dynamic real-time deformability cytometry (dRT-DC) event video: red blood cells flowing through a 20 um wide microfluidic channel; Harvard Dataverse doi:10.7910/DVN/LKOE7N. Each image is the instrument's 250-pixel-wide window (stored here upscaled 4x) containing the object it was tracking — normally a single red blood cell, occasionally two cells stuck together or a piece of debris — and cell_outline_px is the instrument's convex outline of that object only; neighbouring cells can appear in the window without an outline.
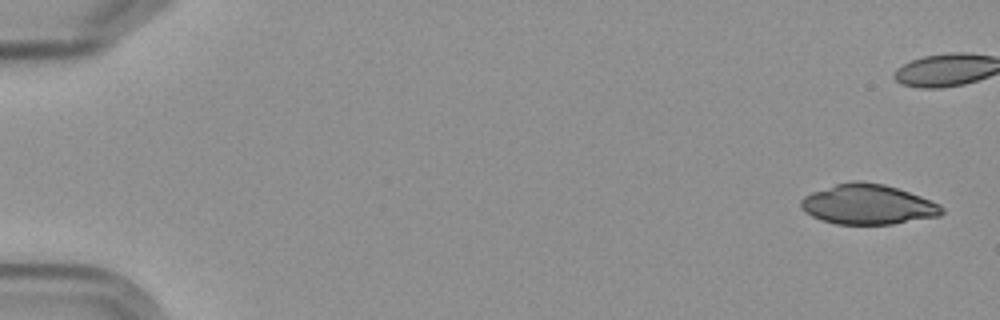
{"species": "Egyptian fruit bat (a non-hibernating species)", "species_latin": "Rousettus aegyptiacus", "temperature_condition": "cold", "stored_images_in_passage": 4, "camera_frame_rate_fps": 3000, "um_per_image_px": 0.085, "frame": {"image": 1, "passage_image": 1, "time_ms": 0.0, "image_size_px": [1000, 320], "cell_outline_px": [[944, 212], [940, 216], [892, 224], [836, 224], [820, 220], [804, 212], [800, 208], [800, 200], [804, 196], [812, 192], [836, 184], [856, 180], [884, 184], [920, 196], [940, 204], [944, 208]], "centroid_in_image_um": [73.76, 17.38], "position_along_channel_um": 11.2, "area_um2": 32.89}}